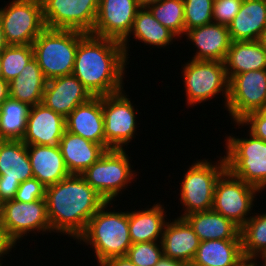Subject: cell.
Returning <instances> with one entry per match:
<instances>
[{"mask_svg": "<svg viewBox=\"0 0 266 266\" xmlns=\"http://www.w3.org/2000/svg\"><path fill=\"white\" fill-rule=\"evenodd\" d=\"M129 63L121 42L87 34L78 44L73 75L93 96L124 90Z\"/></svg>", "mask_w": 266, "mask_h": 266, "instance_id": "6da1fadb", "label": "cell"}, {"mask_svg": "<svg viewBox=\"0 0 266 266\" xmlns=\"http://www.w3.org/2000/svg\"><path fill=\"white\" fill-rule=\"evenodd\" d=\"M45 200L52 235H66L72 241L85 231L91 217L106 203L78 174L46 187Z\"/></svg>", "mask_w": 266, "mask_h": 266, "instance_id": "7a4b0ae2", "label": "cell"}, {"mask_svg": "<svg viewBox=\"0 0 266 266\" xmlns=\"http://www.w3.org/2000/svg\"><path fill=\"white\" fill-rule=\"evenodd\" d=\"M115 204V201L106 202L91 217L85 231L75 241V244L87 245L92 250L96 266L106 259L126 256L132 245L128 209H115Z\"/></svg>", "mask_w": 266, "mask_h": 266, "instance_id": "3957f363", "label": "cell"}, {"mask_svg": "<svg viewBox=\"0 0 266 266\" xmlns=\"http://www.w3.org/2000/svg\"><path fill=\"white\" fill-rule=\"evenodd\" d=\"M240 132H244L243 137L233 133L224 137L225 150L220 154L225 158L226 170L266 192V141L255 137L246 128Z\"/></svg>", "mask_w": 266, "mask_h": 266, "instance_id": "277c9868", "label": "cell"}, {"mask_svg": "<svg viewBox=\"0 0 266 266\" xmlns=\"http://www.w3.org/2000/svg\"><path fill=\"white\" fill-rule=\"evenodd\" d=\"M181 66L183 89L185 91L186 108L193 109L198 104L221 98L226 108L229 94V79L226 73L224 62L210 60H187ZM216 98V99H215ZM203 103V104H202Z\"/></svg>", "mask_w": 266, "mask_h": 266, "instance_id": "5b68a950", "label": "cell"}, {"mask_svg": "<svg viewBox=\"0 0 266 266\" xmlns=\"http://www.w3.org/2000/svg\"><path fill=\"white\" fill-rule=\"evenodd\" d=\"M216 157L217 161L196 158L186 171H183L178 193L182 210L177 217L183 218L193 212L212 209L216 182L226 171L224 156Z\"/></svg>", "mask_w": 266, "mask_h": 266, "instance_id": "8992f818", "label": "cell"}, {"mask_svg": "<svg viewBox=\"0 0 266 266\" xmlns=\"http://www.w3.org/2000/svg\"><path fill=\"white\" fill-rule=\"evenodd\" d=\"M128 152L126 149L106 150L98 161L80 174L106 202L120 200L122 197L119 196L137 183V176L139 180L140 173L138 168L137 171L134 169L133 158Z\"/></svg>", "mask_w": 266, "mask_h": 266, "instance_id": "52a82bcc", "label": "cell"}, {"mask_svg": "<svg viewBox=\"0 0 266 266\" xmlns=\"http://www.w3.org/2000/svg\"><path fill=\"white\" fill-rule=\"evenodd\" d=\"M86 33L76 30L45 28L32 46L46 80L71 75L79 42Z\"/></svg>", "mask_w": 266, "mask_h": 266, "instance_id": "ba28073f", "label": "cell"}, {"mask_svg": "<svg viewBox=\"0 0 266 266\" xmlns=\"http://www.w3.org/2000/svg\"><path fill=\"white\" fill-rule=\"evenodd\" d=\"M127 90L102 96L104 116L105 149H125L132 143L140 123L137 121L139 109L135 101H131ZM138 122V123H137ZM138 126V127H137ZM128 147V149H127Z\"/></svg>", "mask_w": 266, "mask_h": 266, "instance_id": "9c48e42d", "label": "cell"}, {"mask_svg": "<svg viewBox=\"0 0 266 266\" xmlns=\"http://www.w3.org/2000/svg\"><path fill=\"white\" fill-rule=\"evenodd\" d=\"M0 226L15 247L20 246L18 243H21L26 237H30V234L31 237L32 234L36 237L37 233L40 236L49 233L51 235L46 200L39 199L25 203L13 199L3 202Z\"/></svg>", "mask_w": 266, "mask_h": 266, "instance_id": "30bf717a", "label": "cell"}, {"mask_svg": "<svg viewBox=\"0 0 266 266\" xmlns=\"http://www.w3.org/2000/svg\"><path fill=\"white\" fill-rule=\"evenodd\" d=\"M261 193L255 186L234 177L226 170L216 182L212 210L228 218L241 229L253 215L255 208L259 207L257 196L260 197Z\"/></svg>", "mask_w": 266, "mask_h": 266, "instance_id": "8fae6325", "label": "cell"}, {"mask_svg": "<svg viewBox=\"0 0 266 266\" xmlns=\"http://www.w3.org/2000/svg\"><path fill=\"white\" fill-rule=\"evenodd\" d=\"M0 6L7 45H32L46 28L41 0H9Z\"/></svg>", "mask_w": 266, "mask_h": 266, "instance_id": "7c38bea8", "label": "cell"}, {"mask_svg": "<svg viewBox=\"0 0 266 266\" xmlns=\"http://www.w3.org/2000/svg\"><path fill=\"white\" fill-rule=\"evenodd\" d=\"M266 104V69L247 71L229 79L226 116L240 122L249 113L262 111ZM228 111V112H227Z\"/></svg>", "mask_w": 266, "mask_h": 266, "instance_id": "4fadbf2b", "label": "cell"}, {"mask_svg": "<svg viewBox=\"0 0 266 266\" xmlns=\"http://www.w3.org/2000/svg\"><path fill=\"white\" fill-rule=\"evenodd\" d=\"M46 28L91 34L99 0H41Z\"/></svg>", "mask_w": 266, "mask_h": 266, "instance_id": "5bb4252c", "label": "cell"}, {"mask_svg": "<svg viewBox=\"0 0 266 266\" xmlns=\"http://www.w3.org/2000/svg\"><path fill=\"white\" fill-rule=\"evenodd\" d=\"M136 0H99L91 34L122 42L130 33L137 11Z\"/></svg>", "mask_w": 266, "mask_h": 266, "instance_id": "9a60e30c", "label": "cell"}, {"mask_svg": "<svg viewBox=\"0 0 266 266\" xmlns=\"http://www.w3.org/2000/svg\"><path fill=\"white\" fill-rule=\"evenodd\" d=\"M184 36L188 47L193 46V60L224 62L232 42L228 26L214 22L190 29Z\"/></svg>", "mask_w": 266, "mask_h": 266, "instance_id": "2e32d148", "label": "cell"}, {"mask_svg": "<svg viewBox=\"0 0 266 266\" xmlns=\"http://www.w3.org/2000/svg\"><path fill=\"white\" fill-rule=\"evenodd\" d=\"M133 38L136 41V44L137 42L140 44V48L142 43V45H147L149 48L164 49L165 51L169 47H173L171 45H174L175 41H180L172 31L164 27L153 16L148 8H140L137 11L130 33L121 42L128 63L131 62V59L129 60V58L132 55L129 53H131L130 48L132 47L131 45H133V42L132 44L129 42L134 41Z\"/></svg>", "mask_w": 266, "mask_h": 266, "instance_id": "e0dca14e", "label": "cell"}, {"mask_svg": "<svg viewBox=\"0 0 266 266\" xmlns=\"http://www.w3.org/2000/svg\"><path fill=\"white\" fill-rule=\"evenodd\" d=\"M94 97L75 75L48 80L42 103L66 118L77 106Z\"/></svg>", "mask_w": 266, "mask_h": 266, "instance_id": "ac0fdd59", "label": "cell"}, {"mask_svg": "<svg viewBox=\"0 0 266 266\" xmlns=\"http://www.w3.org/2000/svg\"><path fill=\"white\" fill-rule=\"evenodd\" d=\"M65 130V118L39 103L31 106L22 141L26 145L59 146Z\"/></svg>", "mask_w": 266, "mask_h": 266, "instance_id": "d6986e66", "label": "cell"}, {"mask_svg": "<svg viewBox=\"0 0 266 266\" xmlns=\"http://www.w3.org/2000/svg\"><path fill=\"white\" fill-rule=\"evenodd\" d=\"M155 201L140 210L133 206L128 209L129 235L132 244L138 242H161L163 230L169 217L168 207L165 202Z\"/></svg>", "mask_w": 266, "mask_h": 266, "instance_id": "ffe728a7", "label": "cell"}, {"mask_svg": "<svg viewBox=\"0 0 266 266\" xmlns=\"http://www.w3.org/2000/svg\"><path fill=\"white\" fill-rule=\"evenodd\" d=\"M66 131L102 145L105 148L102 96H94L77 106L65 118Z\"/></svg>", "mask_w": 266, "mask_h": 266, "instance_id": "44dd1931", "label": "cell"}, {"mask_svg": "<svg viewBox=\"0 0 266 266\" xmlns=\"http://www.w3.org/2000/svg\"><path fill=\"white\" fill-rule=\"evenodd\" d=\"M161 243L163 256L191 264L200 240L184 218L171 217L165 224Z\"/></svg>", "mask_w": 266, "mask_h": 266, "instance_id": "7402d4cb", "label": "cell"}, {"mask_svg": "<svg viewBox=\"0 0 266 266\" xmlns=\"http://www.w3.org/2000/svg\"><path fill=\"white\" fill-rule=\"evenodd\" d=\"M33 177L45 187L54 185L71 175L59 146L27 145Z\"/></svg>", "mask_w": 266, "mask_h": 266, "instance_id": "603a6c76", "label": "cell"}, {"mask_svg": "<svg viewBox=\"0 0 266 266\" xmlns=\"http://www.w3.org/2000/svg\"><path fill=\"white\" fill-rule=\"evenodd\" d=\"M59 147L69 173L78 175L98 161L106 152L102 145L66 130Z\"/></svg>", "mask_w": 266, "mask_h": 266, "instance_id": "cb8c5ba5", "label": "cell"}, {"mask_svg": "<svg viewBox=\"0 0 266 266\" xmlns=\"http://www.w3.org/2000/svg\"><path fill=\"white\" fill-rule=\"evenodd\" d=\"M266 27V0H243L240 10L228 25L231 41L258 40Z\"/></svg>", "mask_w": 266, "mask_h": 266, "instance_id": "d4e9b609", "label": "cell"}, {"mask_svg": "<svg viewBox=\"0 0 266 266\" xmlns=\"http://www.w3.org/2000/svg\"><path fill=\"white\" fill-rule=\"evenodd\" d=\"M200 242L207 240H241L240 228L214 210L193 212L183 217Z\"/></svg>", "mask_w": 266, "mask_h": 266, "instance_id": "484cf974", "label": "cell"}, {"mask_svg": "<svg viewBox=\"0 0 266 266\" xmlns=\"http://www.w3.org/2000/svg\"><path fill=\"white\" fill-rule=\"evenodd\" d=\"M228 79L247 71L266 69V49L254 41H232L224 60Z\"/></svg>", "mask_w": 266, "mask_h": 266, "instance_id": "4316f807", "label": "cell"}, {"mask_svg": "<svg viewBox=\"0 0 266 266\" xmlns=\"http://www.w3.org/2000/svg\"><path fill=\"white\" fill-rule=\"evenodd\" d=\"M31 178L27 145L22 140H0V179L22 183Z\"/></svg>", "mask_w": 266, "mask_h": 266, "instance_id": "83f0119b", "label": "cell"}, {"mask_svg": "<svg viewBox=\"0 0 266 266\" xmlns=\"http://www.w3.org/2000/svg\"><path fill=\"white\" fill-rule=\"evenodd\" d=\"M244 259L241 240L202 241L192 266H237Z\"/></svg>", "mask_w": 266, "mask_h": 266, "instance_id": "f1b7e54d", "label": "cell"}, {"mask_svg": "<svg viewBox=\"0 0 266 266\" xmlns=\"http://www.w3.org/2000/svg\"><path fill=\"white\" fill-rule=\"evenodd\" d=\"M46 83L47 80L37 60L33 58L20 74L8 83L9 95L13 99L34 106L42 103Z\"/></svg>", "mask_w": 266, "mask_h": 266, "instance_id": "f546056e", "label": "cell"}, {"mask_svg": "<svg viewBox=\"0 0 266 266\" xmlns=\"http://www.w3.org/2000/svg\"><path fill=\"white\" fill-rule=\"evenodd\" d=\"M31 106L10 96L0 105V140H22Z\"/></svg>", "mask_w": 266, "mask_h": 266, "instance_id": "4dcf8cb0", "label": "cell"}, {"mask_svg": "<svg viewBox=\"0 0 266 266\" xmlns=\"http://www.w3.org/2000/svg\"><path fill=\"white\" fill-rule=\"evenodd\" d=\"M261 210L255 211L240 229L245 259H266V211Z\"/></svg>", "mask_w": 266, "mask_h": 266, "instance_id": "1f68e13d", "label": "cell"}, {"mask_svg": "<svg viewBox=\"0 0 266 266\" xmlns=\"http://www.w3.org/2000/svg\"><path fill=\"white\" fill-rule=\"evenodd\" d=\"M153 16L180 40L185 35L183 0H160L148 7Z\"/></svg>", "mask_w": 266, "mask_h": 266, "instance_id": "d6a6232c", "label": "cell"}, {"mask_svg": "<svg viewBox=\"0 0 266 266\" xmlns=\"http://www.w3.org/2000/svg\"><path fill=\"white\" fill-rule=\"evenodd\" d=\"M2 79L8 83L16 78L34 58L32 45H8L1 53Z\"/></svg>", "mask_w": 266, "mask_h": 266, "instance_id": "836d02e7", "label": "cell"}, {"mask_svg": "<svg viewBox=\"0 0 266 266\" xmlns=\"http://www.w3.org/2000/svg\"><path fill=\"white\" fill-rule=\"evenodd\" d=\"M185 33L213 22V0H183Z\"/></svg>", "mask_w": 266, "mask_h": 266, "instance_id": "e575fe53", "label": "cell"}, {"mask_svg": "<svg viewBox=\"0 0 266 266\" xmlns=\"http://www.w3.org/2000/svg\"><path fill=\"white\" fill-rule=\"evenodd\" d=\"M126 256L137 266H155L163 256L162 243H134L128 249Z\"/></svg>", "mask_w": 266, "mask_h": 266, "instance_id": "d590c367", "label": "cell"}, {"mask_svg": "<svg viewBox=\"0 0 266 266\" xmlns=\"http://www.w3.org/2000/svg\"><path fill=\"white\" fill-rule=\"evenodd\" d=\"M243 0H215L213 22L228 26L240 10Z\"/></svg>", "mask_w": 266, "mask_h": 266, "instance_id": "8d00e7d4", "label": "cell"}, {"mask_svg": "<svg viewBox=\"0 0 266 266\" xmlns=\"http://www.w3.org/2000/svg\"><path fill=\"white\" fill-rule=\"evenodd\" d=\"M45 189L46 187L33 177L20 183L14 200L28 203L45 199Z\"/></svg>", "mask_w": 266, "mask_h": 266, "instance_id": "74e56055", "label": "cell"}, {"mask_svg": "<svg viewBox=\"0 0 266 266\" xmlns=\"http://www.w3.org/2000/svg\"><path fill=\"white\" fill-rule=\"evenodd\" d=\"M234 126L232 129H238L245 127L248 131L253 134L255 137L266 141V115L262 111H256L249 113L244 117L240 122H233Z\"/></svg>", "mask_w": 266, "mask_h": 266, "instance_id": "f35d334b", "label": "cell"}, {"mask_svg": "<svg viewBox=\"0 0 266 266\" xmlns=\"http://www.w3.org/2000/svg\"><path fill=\"white\" fill-rule=\"evenodd\" d=\"M19 186V181L0 179V201L3 203L9 200H13Z\"/></svg>", "mask_w": 266, "mask_h": 266, "instance_id": "ab89813d", "label": "cell"}, {"mask_svg": "<svg viewBox=\"0 0 266 266\" xmlns=\"http://www.w3.org/2000/svg\"><path fill=\"white\" fill-rule=\"evenodd\" d=\"M15 248L17 249V247H15L8 240L7 236L5 235V232L3 231L2 227L0 226V266H6V264H4L6 262V260H4V259L9 257V256L11 258L12 250L14 249V253H15V250H16ZM5 256H7V257H5ZM3 261H4V263H3Z\"/></svg>", "mask_w": 266, "mask_h": 266, "instance_id": "60d3db41", "label": "cell"}, {"mask_svg": "<svg viewBox=\"0 0 266 266\" xmlns=\"http://www.w3.org/2000/svg\"><path fill=\"white\" fill-rule=\"evenodd\" d=\"M98 266H137L132 261H130L127 256H116L106 259Z\"/></svg>", "mask_w": 266, "mask_h": 266, "instance_id": "b9f144b4", "label": "cell"}, {"mask_svg": "<svg viewBox=\"0 0 266 266\" xmlns=\"http://www.w3.org/2000/svg\"><path fill=\"white\" fill-rule=\"evenodd\" d=\"M9 84L0 78V105L9 97Z\"/></svg>", "mask_w": 266, "mask_h": 266, "instance_id": "7bdbcfd3", "label": "cell"}, {"mask_svg": "<svg viewBox=\"0 0 266 266\" xmlns=\"http://www.w3.org/2000/svg\"><path fill=\"white\" fill-rule=\"evenodd\" d=\"M184 264L178 260L162 256L155 266H183Z\"/></svg>", "mask_w": 266, "mask_h": 266, "instance_id": "ee69618b", "label": "cell"}, {"mask_svg": "<svg viewBox=\"0 0 266 266\" xmlns=\"http://www.w3.org/2000/svg\"><path fill=\"white\" fill-rule=\"evenodd\" d=\"M237 266H266V259H243Z\"/></svg>", "mask_w": 266, "mask_h": 266, "instance_id": "f6af8a7d", "label": "cell"}, {"mask_svg": "<svg viewBox=\"0 0 266 266\" xmlns=\"http://www.w3.org/2000/svg\"><path fill=\"white\" fill-rule=\"evenodd\" d=\"M160 0H136L140 8H148L150 5L159 2Z\"/></svg>", "mask_w": 266, "mask_h": 266, "instance_id": "bcb514c9", "label": "cell"}, {"mask_svg": "<svg viewBox=\"0 0 266 266\" xmlns=\"http://www.w3.org/2000/svg\"><path fill=\"white\" fill-rule=\"evenodd\" d=\"M7 43L5 41V38H4V32H3V29H2V24H1V21H0V53L7 47Z\"/></svg>", "mask_w": 266, "mask_h": 266, "instance_id": "7dc6e473", "label": "cell"}, {"mask_svg": "<svg viewBox=\"0 0 266 266\" xmlns=\"http://www.w3.org/2000/svg\"><path fill=\"white\" fill-rule=\"evenodd\" d=\"M258 42L266 49V27L263 29Z\"/></svg>", "mask_w": 266, "mask_h": 266, "instance_id": "c3c4849f", "label": "cell"}, {"mask_svg": "<svg viewBox=\"0 0 266 266\" xmlns=\"http://www.w3.org/2000/svg\"><path fill=\"white\" fill-rule=\"evenodd\" d=\"M0 78H2L1 57H0Z\"/></svg>", "mask_w": 266, "mask_h": 266, "instance_id": "681fc988", "label": "cell"}, {"mask_svg": "<svg viewBox=\"0 0 266 266\" xmlns=\"http://www.w3.org/2000/svg\"><path fill=\"white\" fill-rule=\"evenodd\" d=\"M262 112L266 115V104H265V106H264Z\"/></svg>", "mask_w": 266, "mask_h": 266, "instance_id": "f907efd6", "label": "cell"}, {"mask_svg": "<svg viewBox=\"0 0 266 266\" xmlns=\"http://www.w3.org/2000/svg\"><path fill=\"white\" fill-rule=\"evenodd\" d=\"M1 212H2V202L0 201V216H1Z\"/></svg>", "mask_w": 266, "mask_h": 266, "instance_id": "816d5d0a", "label": "cell"}, {"mask_svg": "<svg viewBox=\"0 0 266 266\" xmlns=\"http://www.w3.org/2000/svg\"><path fill=\"white\" fill-rule=\"evenodd\" d=\"M183 266H192L191 264H184Z\"/></svg>", "mask_w": 266, "mask_h": 266, "instance_id": "f5cc1de1", "label": "cell"}]
</instances>
